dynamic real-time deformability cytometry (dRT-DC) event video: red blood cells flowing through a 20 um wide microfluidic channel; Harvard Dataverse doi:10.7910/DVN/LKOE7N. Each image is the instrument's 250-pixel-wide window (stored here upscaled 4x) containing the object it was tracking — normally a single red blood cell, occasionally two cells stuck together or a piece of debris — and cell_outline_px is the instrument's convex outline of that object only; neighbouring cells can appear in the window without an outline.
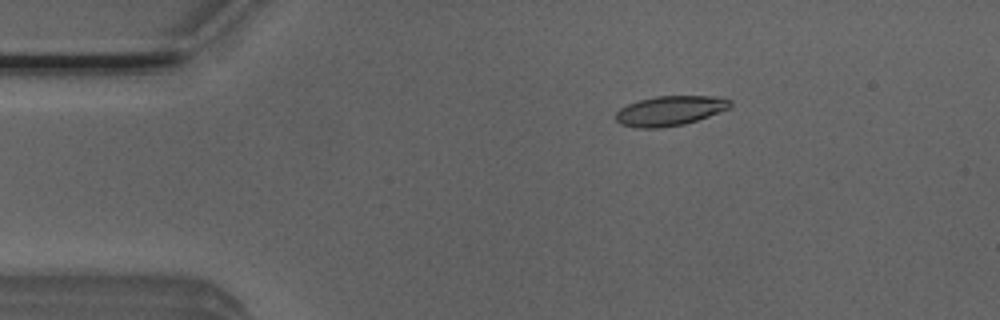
{"species": "Egyptian fruit bat (a non-hibernating species)", "species_latin": "Rousettus aegyptiacus", "temperature_condition": "room temperature", "stored_images_in_passage": 3, "camera_frame_rate_fps": 3000, "um_per_image_px": 0.085, "animal": {"sex": "male"}, "frame": {"image": 1, "passage_image": 2, "time_ms": 0.333, "image_size_px": [1000, 320], "cell_outline_px": [[732, 108], [684, 124], [660, 128], [636, 128], [620, 124], [616, 120], [616, 112], [620, 108], [628, 104], [640, 100], [656, 96], [724, 96], [732, 100]], "centroid_in_image_um": [56.99, 9.41], "position_along_channel_um": 28.0, "area_um2": 20.06}}